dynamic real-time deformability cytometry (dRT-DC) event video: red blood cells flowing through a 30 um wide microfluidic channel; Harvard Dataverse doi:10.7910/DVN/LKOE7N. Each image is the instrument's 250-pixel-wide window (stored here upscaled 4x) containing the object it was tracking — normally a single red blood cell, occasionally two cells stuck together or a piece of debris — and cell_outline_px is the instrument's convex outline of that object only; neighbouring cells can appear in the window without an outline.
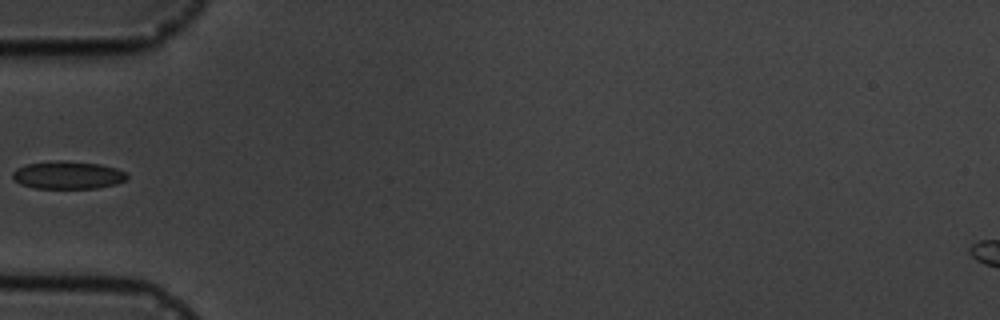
{"species": "common noctule bat (a hibernating species)", "species_latin": "Nyctalus noctula", "temperature_condition": "cold", "stored_images_in_passage": 6, "camera_frame_rate_fps": 3000, "um_per_image_px": 0.085, "animal": {"sex": "male", "body_mass_g": 19.5, "forearm_length_mm": 54.6}, "frame": {"image": 1, "passage_image": 6, "time_ms": 5.667, "image_size_px": [1000, 320], "cell_outline_px": [[128, 176], [124, 180], [116, 184], [96, 188], [36, 188], [20, 184], [12, 176], [12, 172], [16, 168], [28, 164], [52, 160], [64, 160], [100, 164], [116, 168], [124, 172]], "centroid_in_image_um": [5.75, 14.87], "position_along_channel_um": 79.3, "area_um2": 18.5}}